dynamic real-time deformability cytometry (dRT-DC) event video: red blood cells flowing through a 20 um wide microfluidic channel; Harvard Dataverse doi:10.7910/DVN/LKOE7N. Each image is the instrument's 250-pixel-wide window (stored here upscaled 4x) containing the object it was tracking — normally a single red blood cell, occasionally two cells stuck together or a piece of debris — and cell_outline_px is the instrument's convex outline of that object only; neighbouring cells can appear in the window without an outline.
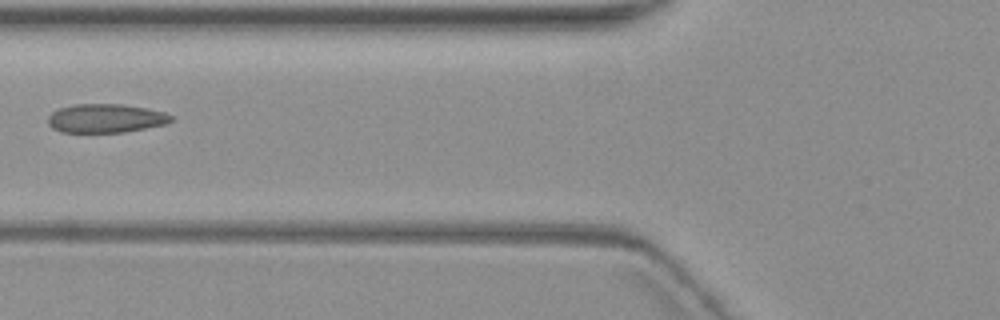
{"species": "common noctule bat (a hibernating species)", "species_latin": "Nyctalus noctula", "temperature_condition": "warm", "stored_images_in_passage": 7, "camera_frame_rate_fps": 3000, "um_per_image_px": 0.085, "animal": {"sex": "female", "body_mass_g": 19.3, "forearm_length_mm": 54.1}, "frame": {"image": 1, "passage_image": 5, "time_ms": 5.0, "image_size_px": [1000, 320], "cell_outline_px": [[172, 120], [164, 124], [124, 132], [60, 132], [52, 128], [48, 124], [48, 116], [52, 112], [60, 108], [76, 104], [124, 104], [164, 112], [172, 116]], "centroid_in_image_um": [8.94, 10.05], "position_along_channel_um": 116.9, "area_um2": 20.46}}
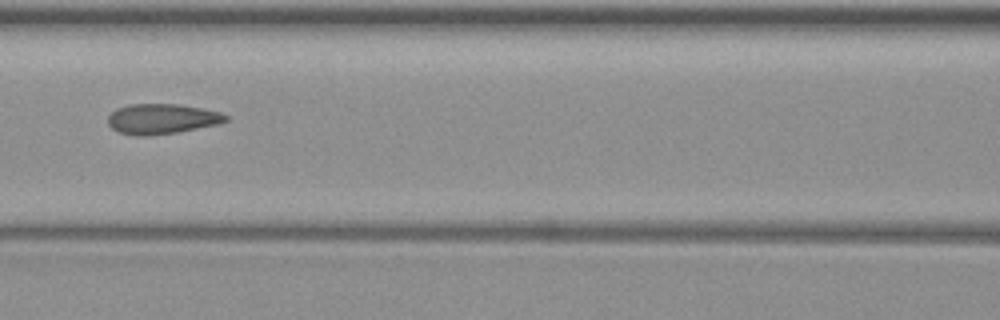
{"frame": {"image": 2, "passage_image": 6, "time_ms": 6.0, "image_size_px": [1000, 320], "cell_outline_px": [[228, 120], [220, 124], [176, 132], [144, 136], [136, 136], [116, 132], [108, 124], [108, 116], [116, 108], [128, 104], [180, 104], [220, 112], [228, 116]], "centroid_in_image_um": [13.74, 10.1], "position_along_channel_um": 152.9, "area_um2": 20.81}}
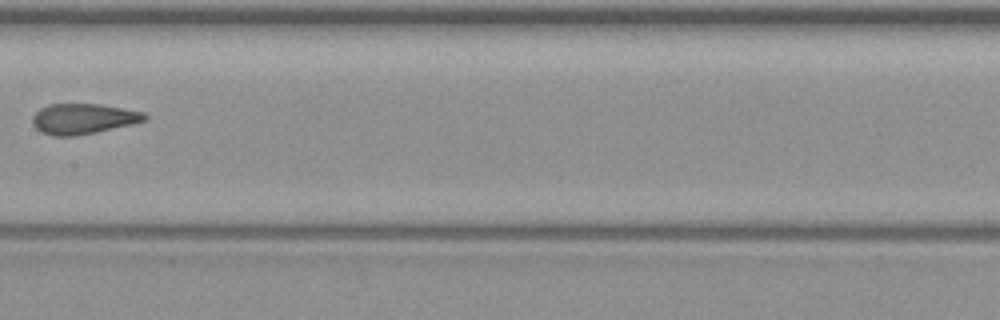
{"frame": {"image": 3, "passage_image": 7, "time_ms": 7.333, "image_size_px": [1000, 320], "cell_outline_px": [[148, 120], [132, 124], [96, 132], [76, 136], [52, 136], [40, 132], [32, 124], [32, 116], [40, 108], [48, 104], [100, 104], [144, 112], [148, 116]], "centroid_in_image_um": [7.06, 10.1], "position_along_channel_um": 200.3, "area_um2": 20.06}}